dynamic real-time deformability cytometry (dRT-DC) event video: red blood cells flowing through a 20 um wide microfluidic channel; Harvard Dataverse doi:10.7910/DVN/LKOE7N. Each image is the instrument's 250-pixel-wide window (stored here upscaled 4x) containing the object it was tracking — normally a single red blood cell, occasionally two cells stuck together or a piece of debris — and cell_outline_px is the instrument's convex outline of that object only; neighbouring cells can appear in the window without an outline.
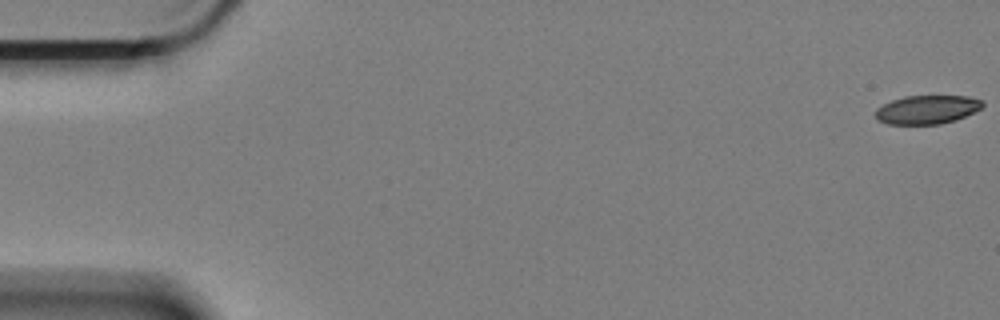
{"species": "Egyptian fruit bat (a non-hibernating species)", "species_latin": "Rousettus aegyptiacus", "temperature_condition": "cold", "stored_images_in_passage": 61, "camera_frame_rate_fps": 3000, "um_per_image_px": 0.085, "animal": {"sex": "female"}, "frame": {"image": 1, "passage_image": 1, "time_ms": 0.0, "image_size_px": [1000, 320], "cell_outline_px": [[984, 104], [980, 108], [956, 120], [940, 124], [888, 124], [876, 120], [876, 108], [892, 100], [904, 96], [968, 96], [980, 100]], "centroid_in_image_um": [78.76, 9.32], "position_along_channel_um": 6.2, "area_um2": 17.74}}
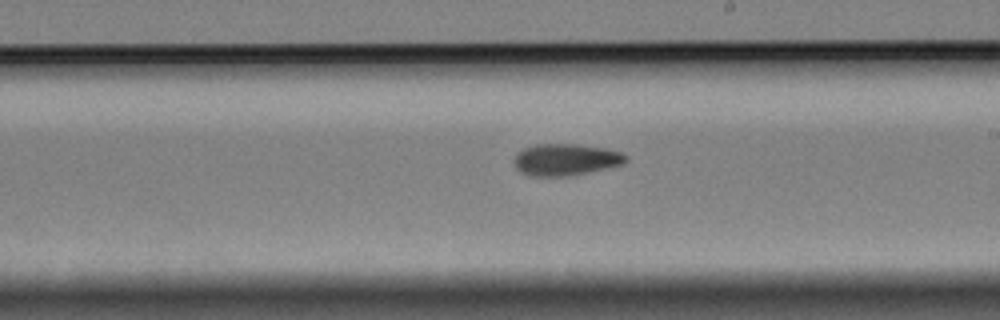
{"frame": {"image": 2, "passage_image": 35, "time_ms": 11.333, "image_size_px": [1000, 320], "cell_outline_px": [[628, 160], [624, 164], [588, 172], [568, 176], [528, 176], [520, 172], [516, 168], [516, 152], [524, 148], [536, 144], [576, 144], [608, 148], [624, 152], [628, 156]], "centroid_in_image_um": [48.13, 13.56], "position_along_channel_um": 240.9, "area_um2": 20.87}}
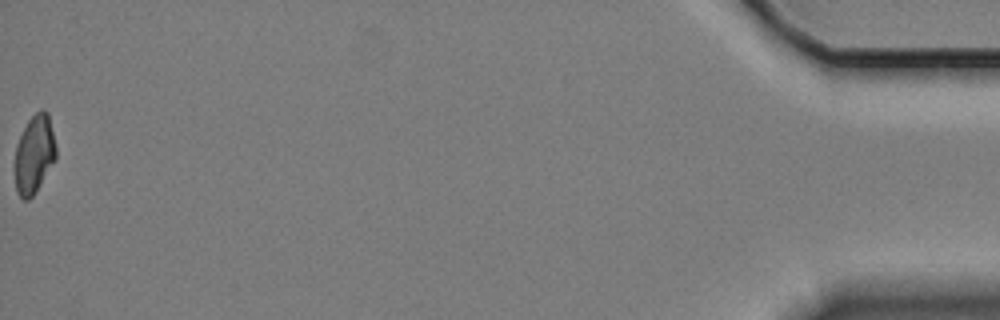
{"frame": {"image": 3, "passage_image": 61, "time_ms": 20.0, "image_size_px": [1000, 320], "cell_outline_px": [[56, 160], [32, 196], [28, 200], [24, 200], [16, 192], [16, 144], [28, 120], [40, 108], [44, 108], [48, 112], [56, 148]], "centroid_in_image_um": [2.93, 13.08], "position_along_channel_um": 432.3, "area_um2": 18.55}, "authors_computed_cell_mechanics": {"area_um2": 20.0566, "velocity_mm_per_s": 3.3247, "shape_relaxation_time_tau1_ms": 11.1256, "shape_relaxation_time_tau2_ms": null, "deformation_change_tau1": 0.1925, "deformation_change_tau2": null}}